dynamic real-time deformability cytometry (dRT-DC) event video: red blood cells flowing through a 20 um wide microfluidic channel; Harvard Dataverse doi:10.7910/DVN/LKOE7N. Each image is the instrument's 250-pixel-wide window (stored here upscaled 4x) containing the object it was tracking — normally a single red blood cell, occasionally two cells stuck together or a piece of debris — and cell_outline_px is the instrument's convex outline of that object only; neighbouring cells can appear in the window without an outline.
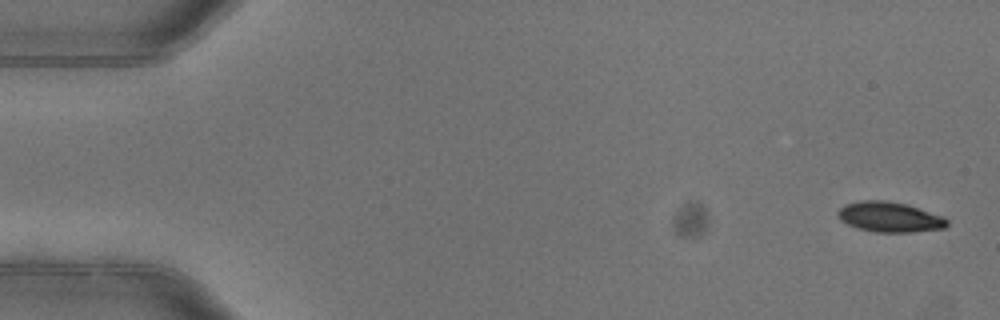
{"species": "common noctule bat (a hibernating species)", "species_latin": "Nyctalus noctula", "temperature_condition": "warm", "stored_images_in_passage": 5, "camera_frame_rate_fps": 3000, "um_per_image_px": 0.085, "animal": {"sex": "female"}, "frame": {"image": 1, "passage_image": 1, "time_ms": 0.0, "image_size_px": [1000, 320], "cell_outline_px": [[948, 224], [944, 228], [912, 232], [876, 232], [856, 228], [840, 220], [836, 216], [836, 212], [844, 204], [860, 200], [884, 200], [908, 204], [944, 216], [948, 220]], "centroid_in_image_um": [75.6, 18.43], "position_along_channel_um": 9.4, "area_um2": 19.48}}
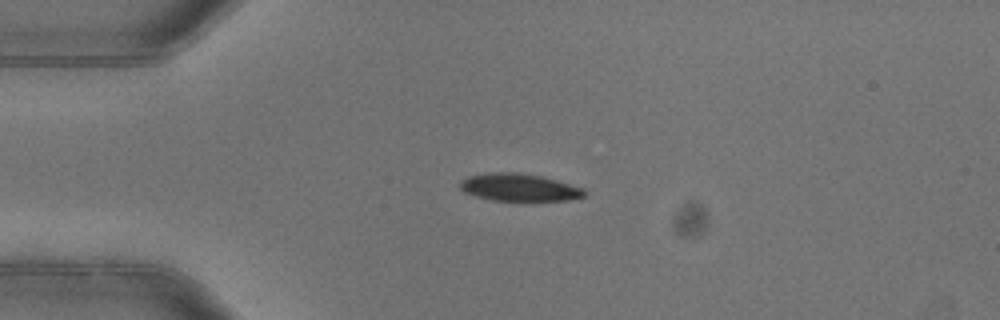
{"frame": {"image": 2, "passage_image": 4, "time_ms": 1.0, "image_size_px": [1000, 320], "cell_outline_px": [[584, 196], [568, 200], [492, 200], [476, 196], [464, 192], [460, 188], [460, 180], [468, 176], [488, 172], [516, 172], [540, 176], [556, 180], [584, 188]], "centroid_in_image_um": [44.08, 15.91], "position_along_channel_um": 40.9, "area_um2": 19.71}}